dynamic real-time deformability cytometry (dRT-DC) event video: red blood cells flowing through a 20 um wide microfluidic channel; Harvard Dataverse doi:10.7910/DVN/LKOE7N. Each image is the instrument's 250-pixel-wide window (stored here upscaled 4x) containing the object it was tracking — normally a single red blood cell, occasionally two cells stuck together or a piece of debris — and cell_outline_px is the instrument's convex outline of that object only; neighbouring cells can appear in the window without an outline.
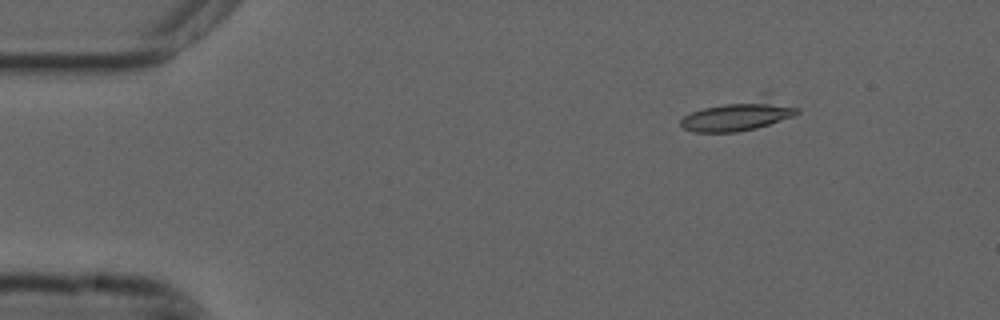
{"species": "common noctule bat (a hibernating species)", "species_latin": "Nyctalus noctula", "temperature_condition": "cold", "stored_images_in_passage": 13, "camera_frame_rate_fps": 3000, "um_per_image_px": 0.085, "animal": {"sex": "male", "forearm_length_mm": 52.5}, "frame": {"image": 1, "passage_image": 1, "time_ms": 0.0, "image_size_px": [1000, 320], "cell_outline_px": [[800, 112], [796, 116], [756, 128], [736, 132], [692, 132], [684, 128], [680, 124], [680, 120], [684, 116], [692, 112], [704, 108], [768, 88], [800, 108]], "centroid_in_image_um": [63.01, 9.65], "position_along_channel_um": 22.0, "area_um2": 22.95}}
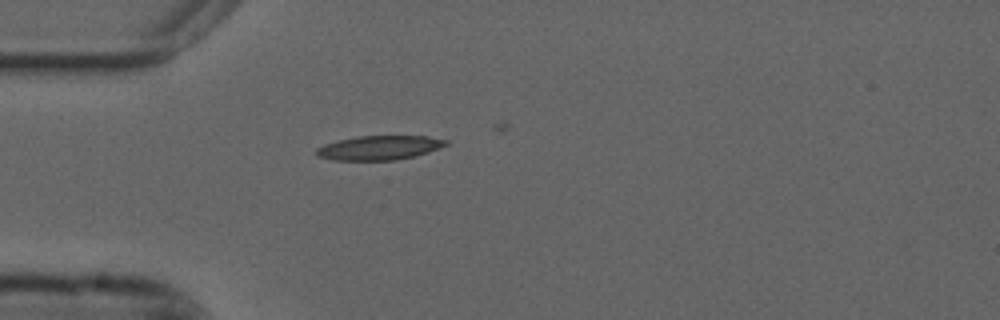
{"frame": {"image": 2, "passage_image": 9, "time_ms": 2.667, "image_size_px": [1000, 320], "cell_outline_px": [[448, 144], [428, 152], [416, 156], [396, 160], [332, 160], [316, 156], [316, 148], [324, 144], [356, 136], [428, 136], [448, 140]], "centroid_in_image_um": [32.23, 12.56], "position_along_channel_um": 52.8, "area_um2": 18.32}}